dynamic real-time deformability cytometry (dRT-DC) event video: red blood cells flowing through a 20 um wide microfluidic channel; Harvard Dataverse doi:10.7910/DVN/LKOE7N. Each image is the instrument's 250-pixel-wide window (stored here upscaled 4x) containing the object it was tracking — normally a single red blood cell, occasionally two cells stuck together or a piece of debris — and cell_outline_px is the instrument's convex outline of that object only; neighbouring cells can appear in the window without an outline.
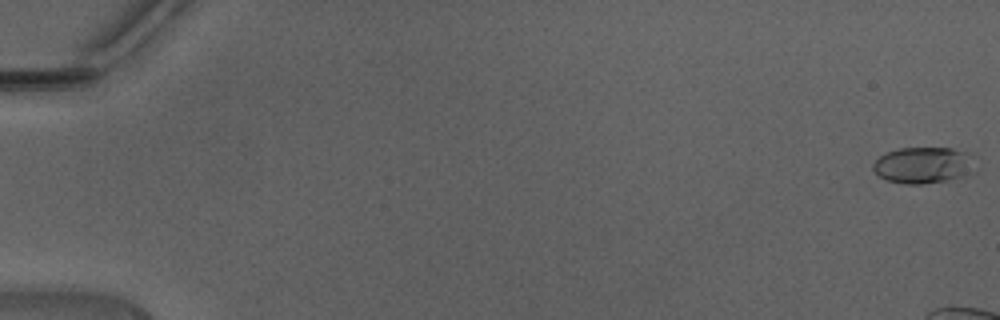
{"species": "Egyptian fruit bat (a non-hibernating species)", "species_latin": "Rousettus aegyptiacus", "temperature_condition": "warm", "stored_images_in_passage": 10, "camera_frame_rate_fps": 3000, "um_per_image_px": 0.085, "animal": {"sex": "male"}, "frame": {"image": 1, "passage_image": 1, "time_ms": 0.0, "image_size_px": [1000, 320], "cell_outline_px": [[976, 172], [964, 180], [920, 184], [904, 184], [888, 180], [880, 176], [872, 168], [872, 164], [880, 156], [888, 152], [900, 148], [952, 148], [968, 152], [976, 156]], "centroid_in_image_um": [78.67, 14.06], "position_along_channel_um": 6.3, "area_um2": 22.66}}